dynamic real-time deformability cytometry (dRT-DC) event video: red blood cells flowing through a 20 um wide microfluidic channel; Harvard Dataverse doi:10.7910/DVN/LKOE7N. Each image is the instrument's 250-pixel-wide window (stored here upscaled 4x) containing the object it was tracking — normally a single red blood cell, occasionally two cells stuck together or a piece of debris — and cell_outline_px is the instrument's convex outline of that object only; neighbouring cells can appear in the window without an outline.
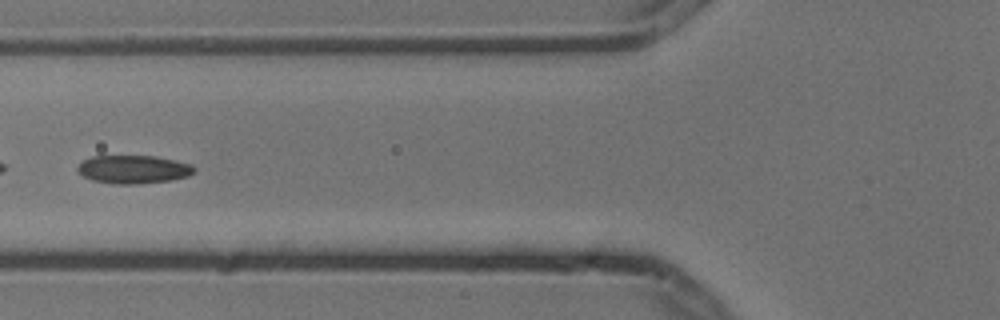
{"species": "common noctule bat (a hibernating species)", "species_latin": "Nyctalus noctula", "temperature_condition": "cold", "stored_images_in_passage": 6, "camera_frame_rate_fps": 3000, "um_per_image_px": 0.085, "animal": {"sex": "male", "body_mass_g": 13.3}, "frame": {"image": 1, "passage_image": 6, "time_ms": 1.667, "image_size_px": [1000, 320], "cell_outline_px": [[196, 172], [188, 176], [172, 180], [140, 184], [112, 184], [92, 180], [76, 172], [76, 168], [84, 160], [92, 156], [156, 156], [176, 160], [192, 164], [196, 168]], "centroid_in_image_um": [11.37, 14.4], "position_along_channel_um": 114.4, "area_um2": 19.48}}